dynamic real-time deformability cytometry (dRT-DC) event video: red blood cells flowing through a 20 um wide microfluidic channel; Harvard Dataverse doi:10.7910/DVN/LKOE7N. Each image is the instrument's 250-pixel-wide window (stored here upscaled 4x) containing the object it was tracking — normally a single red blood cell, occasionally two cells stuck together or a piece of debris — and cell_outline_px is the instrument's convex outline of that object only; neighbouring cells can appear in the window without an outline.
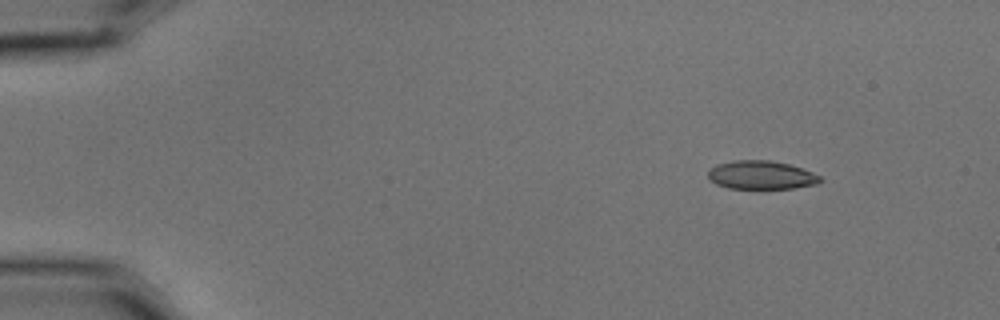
{"species": "common noctule bat (a hibernating species)", "species_latin": "Nyctalus noctula", "temperature_condition": "cold", "stored_images_in_passage": 5, "camera_frame_rate_fps": 3000, "um_per_image_px": 0.085, "animal": {"sex": "male", "body_mass_g": 15.6}, "frame": {"image": 1, "passage_image": 1, "time_ms": 0.0, "image_size_px": [1000, 320], "cell_outline_px": [[820, 184], [792, 188], [728, 188], [716, 184], [708, 176], [708, 172], [716, 164], [732, 160], [772, 160], [788, 164], [812, 172], [820, 176]], "centroid_in_image_um": [64.7, 14.87], "position_along_channel_um": 20.3, "area_um2": 18.5}}
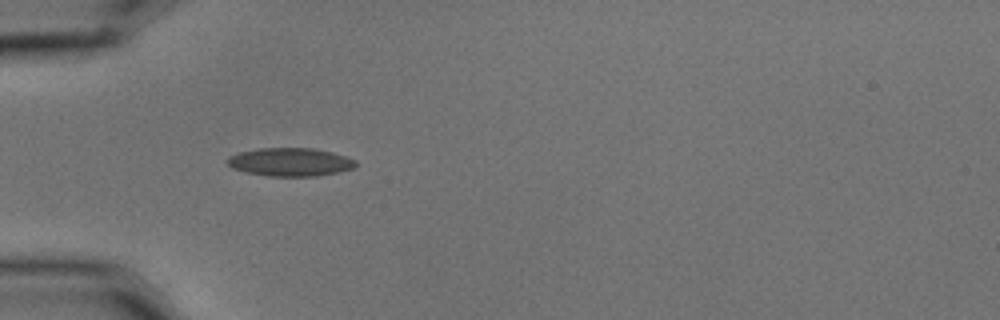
{"frame": {"image": 2, "passage_image": 4, "time_ms": 1.0, "image_size_px": [1000, 320], "cell_outline_px": [[356, 164], [352, 168], [336, 172], [316, 176], [268, 176], [244, 172], [232, 168], [228, 164], [228, 156], [240, 152], [260, 148], [312, 148], [332, 152], [356, 160]], "centroid_in_image_um": [24.63, 13.77], "position_along_channel_um": 60.4, "area_um2": 20.98}}
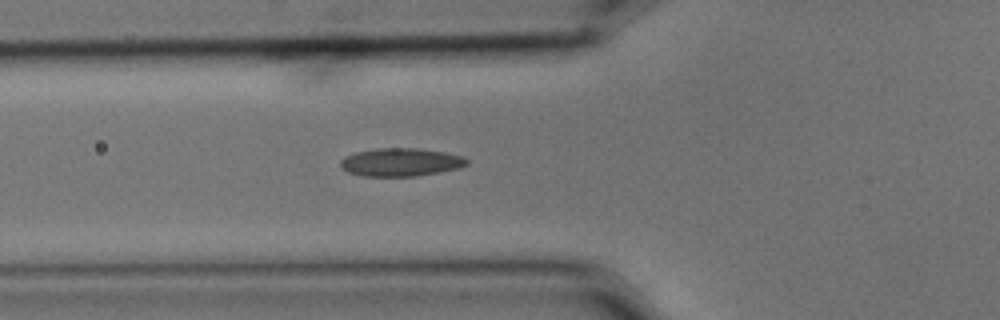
{"frame": {"image": 3, "passage_image": 5, "time_ms": 1.333, "image_size_px": [1000, 320], "cell_outline_px": [[468, 164], [460, 168], [416, 176], [364, 176], [348, 172], [340, 168], [340, 160], [344, 156], [356, 152], [376, 148], [416, 148], [444, 152], [464, 156], [468, 160]], "centroid_in_image_um": [34.05, 13.78], "position_along_channel_um": 91.8, "area_um2": 20.81}}